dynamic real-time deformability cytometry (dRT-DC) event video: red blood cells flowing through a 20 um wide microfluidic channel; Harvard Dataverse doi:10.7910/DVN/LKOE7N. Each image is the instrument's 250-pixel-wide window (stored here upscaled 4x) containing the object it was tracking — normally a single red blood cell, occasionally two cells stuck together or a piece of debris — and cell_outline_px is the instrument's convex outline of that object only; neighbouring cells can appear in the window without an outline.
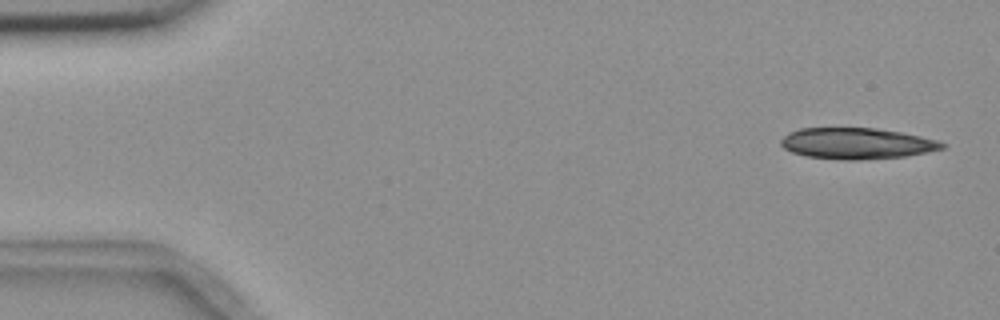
{"species": "common noctule bat (a hibernating species)", "species_latin": "Nyctalus noctula", "temperature_condition": "room temperature", "stored_images_in_passage": 4, "camera_frame_rate_fps": 3000, "um_per_image_px": 0.085, "animal": {"sex": "female", "body_mass_g": 18.4}, "frame": {"image": 1, "passage_image": 1, "time_ms": 0.0, "image_size_px": [1000, 320], "cell_outline_px": [[948, 144], [944, 148], [904, 156], [860, 160], [844, 160], [804, 156], [792, 152], [784, 148], [780, 144], [780, 140], [788, 132], [800, 128], [876, 128], [900, 132], [920, 136], [936, 140]], "centroid_in_image_um": [72.78, 12.19], "position_along_channel_um": 12.2, "area_um2": 29.19}}